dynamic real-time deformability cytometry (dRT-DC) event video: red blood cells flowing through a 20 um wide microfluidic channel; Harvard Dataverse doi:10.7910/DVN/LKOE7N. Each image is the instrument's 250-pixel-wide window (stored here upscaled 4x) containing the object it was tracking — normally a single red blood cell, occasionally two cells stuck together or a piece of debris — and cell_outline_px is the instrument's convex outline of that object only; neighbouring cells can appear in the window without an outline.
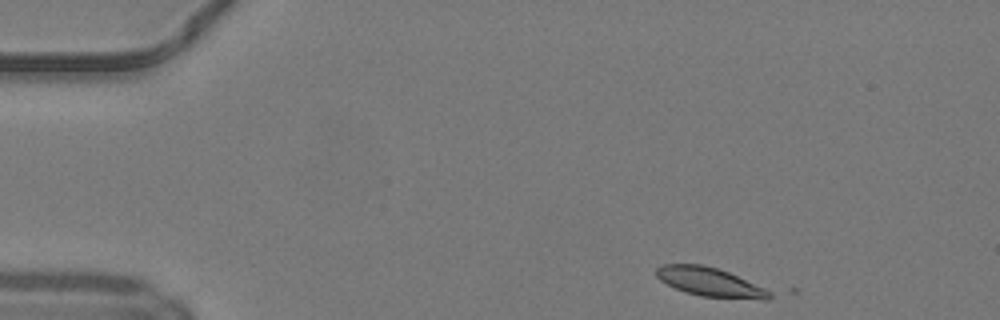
{"species": "common noctule bat (a hibernating species)", "species_latin": "Nyctalus noctula", "temperature_condition": "warm", "stored_images_in_passage": 2, "camera_frame_rate_fps": 3000, "um_per_image_px": 0.085, "animal": {"sex": "male", "body_mass_g": 19.2, "forearm_length_mm": 51.8}, "frame": {"image": 1, "passage_image": 1, "time_ms": 0.0, "image_size_px": [1000, 320], "cell_outline_px": [[772, 296], [768, 300], [764, 300], [700, 296], [684, 292], [660, 280], [656, 276], [656, 268], [664, 264], [704, 264], [728, 272], [764, 288], [772, 292]], "centroid_in_image_um": [60.34, 23.98], "position_along_channel_um": 24.7, "area_um2": 18.96}}